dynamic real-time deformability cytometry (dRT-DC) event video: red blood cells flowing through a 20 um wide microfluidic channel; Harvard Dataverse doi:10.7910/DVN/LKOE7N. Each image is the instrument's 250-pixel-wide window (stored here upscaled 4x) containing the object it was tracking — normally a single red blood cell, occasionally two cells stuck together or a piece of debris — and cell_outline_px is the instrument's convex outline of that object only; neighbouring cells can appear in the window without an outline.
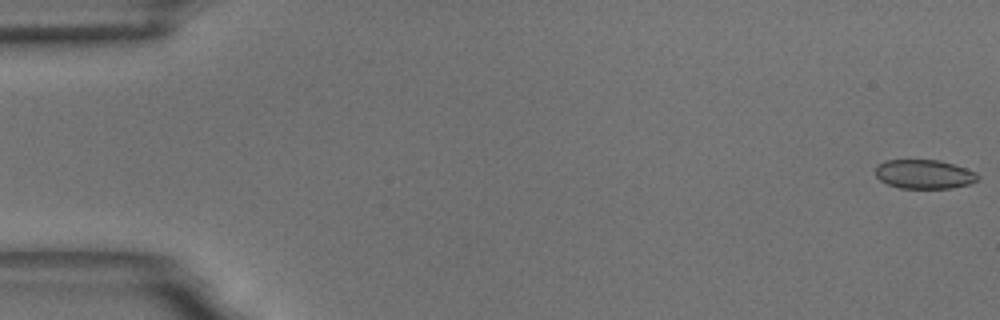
{"species": "common noctule bat (a hibernating species)", "species_latin": "Nyctalus noctula", "temperature_condition": "room temperature", "stored_images_in_passage": 56, "camera_frame_rate_fps": 3000, "um_per_image_px": 0.085, "animal": {"sex": "male", "body_mass_g": 18.8}, "frame": {"image": 1, "passage_image": 1, "time_ms": 0.0, "image_size_px": [1000, 320], "cell_outline_px": [[976, 180], [968, 184], [952, 188], [900, 188], [888, 184], [880, 180], [876, 176], [876, 168], [884, 160], [940, 160], [976, 172]], "centroid_in_image_um": [78.52, 14.8], "position_along_channel_um": 6.5, "area_um2": 17.05}}
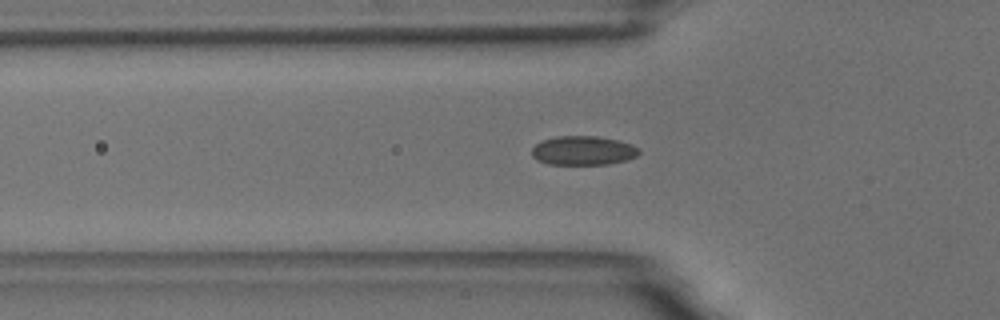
{"frame": {"image": 2, "passage_image": 19, "time_ms": 6.0, "image_size_px": [1000, 320], "cell_outline_px": [[640, 152], [636, 156], [624, 160], [608, 164], [548, 164], [536, 160], [532, 156], [532, 148], [540, 140], [556, 136], [596, 136], [616, 140], [632, 144], [640, 148]], "centroid_in_image_um": [49.54, 12.79], "position_along_channel_um": 76.3, "area_um2": 18.21}}
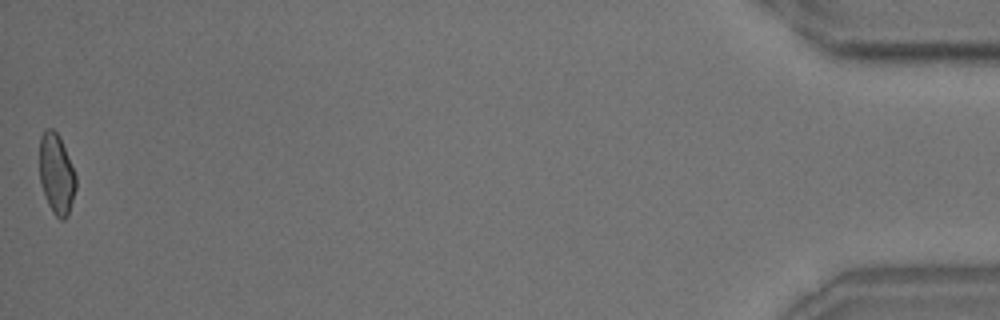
{"frame": {"image": 3, "passage_image": 56, "time_ms": 18.333, "image_size_px": [1000, 320], "cell_outline_px": [[76, 188], [68, 216], [64, 220], [60, 220], [52, 212], [48, 204], [40, 184], [40, 136], [44, 128], [52, 128], [60, 136], [76, 176]], "centroid_in_image_um": [4.8, 14.79], "position_along_channel_um": 430.4, "area_um2": 17.17}, "authors_computed_cell_mechanics": {"area_um2": 17.8024, "velocity_mm_per_s": 3.6405, "shape_relaxation_time_tau1_ms": 6.4454, "shape_relaxation_time_tau2_ms": 1.0486, "deformation_change_tau1": 0.1163, "deformation_change_tau2": 0.0535}}